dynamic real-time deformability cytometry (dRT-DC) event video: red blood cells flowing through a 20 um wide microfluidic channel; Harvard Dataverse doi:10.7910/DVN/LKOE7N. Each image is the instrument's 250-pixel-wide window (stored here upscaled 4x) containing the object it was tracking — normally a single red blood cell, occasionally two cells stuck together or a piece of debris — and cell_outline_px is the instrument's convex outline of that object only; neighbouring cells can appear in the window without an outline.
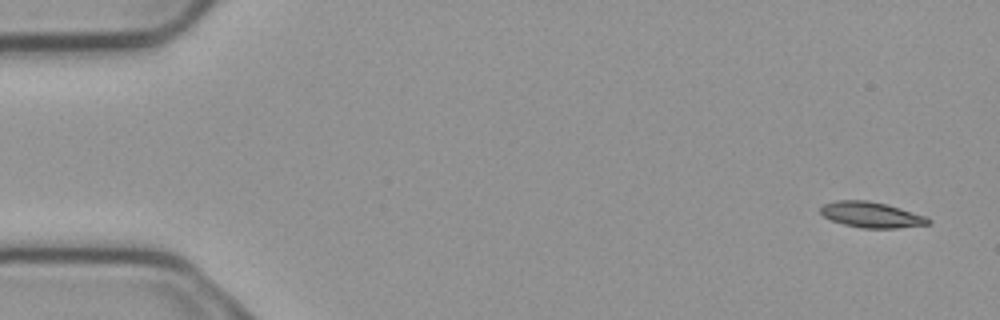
{"species": "common noctule bat (a hibernating species)", "species_latin": "Nyctalus noctula", "temperature_condition": "cold", "stored_images_in_passage": 4, "camera_frame_rate_fps": 3000, "um_per_image_px": 0.085, "animal": {"sex": "male", "body_mass_g": 23.1, "forearm_length_mm": 52.7}, "frame": {"image": 1, "passage_image": 1, "time_ms": 0.0, "image_size_px": [1000, 320], "cell_outline_px": [[932, 224], [896, 228], [860, 228], [844, 224], [832, 220], [824, 216], [820, 212], [820, 208], [824, 204], [836, 200], [868, 200], [900, 208], [924, 216], [932, 220]], "centroid_in_image_um": [74.07, 18.26], "position_along_channel_um": 10.9, "area_um2": 16.01}}
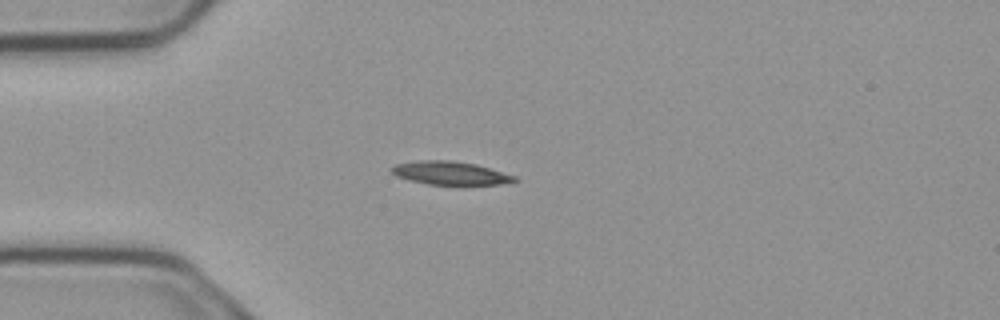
{"frame": {"image": 2, "passage_image": 4, "time_ms": 1.0, "image_size_px": [1000, 320], "cell_outline_px": [[516, 180], [500, 184], [428, 184], [408, 180], [396, 176], [392, 172], [392, 168], [396, 164], [420, 160], [452, 160], [476, 164], [516, 176]], "centroid_in_image_um": [38.24, 14.7], "position_along_channel_um": 46.8, "area_um2": 16.42}}